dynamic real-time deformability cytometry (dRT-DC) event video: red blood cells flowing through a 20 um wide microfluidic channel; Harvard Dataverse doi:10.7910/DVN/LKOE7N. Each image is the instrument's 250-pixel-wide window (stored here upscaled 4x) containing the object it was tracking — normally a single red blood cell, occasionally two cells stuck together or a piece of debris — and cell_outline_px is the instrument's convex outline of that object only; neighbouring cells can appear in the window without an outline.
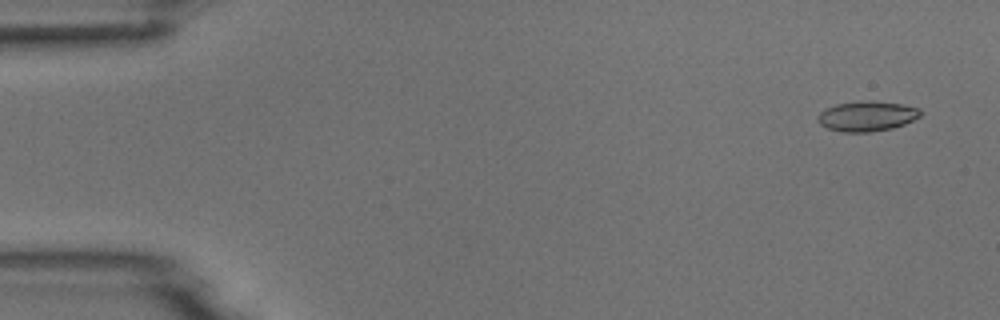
{"species": "common noctule bat (a hibernating species)", "species_latin": "Nyctalus noctula", "temperature_condition": "room temperature", "stored_images_in_passage": 9, "camera_frame_rate_fps": 3000, "um_per_image_px": 0.085, "animal": {"sex": "male", "body_mass_g": 18.8}, "frame": {"image": 1, "passage_image": 1, "time_ms": 0.0, "image_size_px": [1000, 320], "cell_outline_px": [[920, 116], [904, 124], [892, 128], [868, 132], [844, 132], [828, 128], [820, 124], [820, 112], [824, 108], [836, 104], [868, 100], [900, 104], [920, 108]], "centroid_in_image_um": [73.69, 9.87], "position_along_channel_um": 11.3, "area_um2": 17.69}}